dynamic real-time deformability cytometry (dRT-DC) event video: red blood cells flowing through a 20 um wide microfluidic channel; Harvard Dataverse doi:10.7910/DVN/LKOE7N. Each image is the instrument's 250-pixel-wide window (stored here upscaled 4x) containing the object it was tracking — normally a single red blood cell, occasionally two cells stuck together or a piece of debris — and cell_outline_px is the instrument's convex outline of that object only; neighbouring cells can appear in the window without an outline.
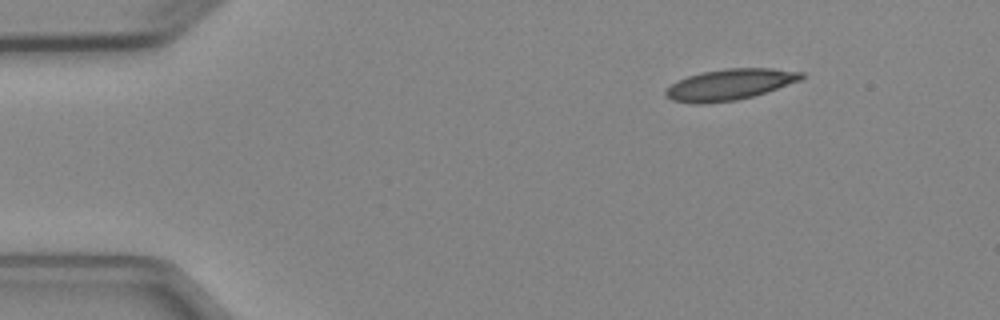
{"species": "Egyptian fruit bat (a non-hibernating species)", "species_latin": "Rousettus aegyptiacus", "temperature_condition": "cold", "stored_images_in_passage": 3, "camera_frame_rate_fps": 3000, "um_per_image_px": 0.085, "animal": {"sex": "female"}, "frame": {"image": 1, "passage_image": 1, "time_ms": 0.0, "image_size_px": [1000, 320], "cell_outline_px": [[804, 76], [800, 80], [752, 96], [736, 100], [704, 104], [696, 104], [672, 100], [664, 92], [672, 84], [688, 76], [700, 72], [724, 68], [772, 68], [804, 72]], "centroid_in_image_um": [62.02, 7.17], "position_along_channel_um": 23.0, "area_um2": 24.28}}
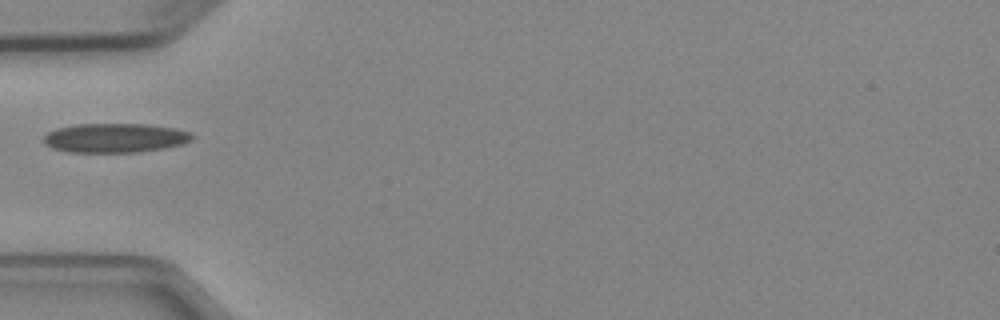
{"frame": {"image": 2, "passage_image": 3, "time_ms": 3.333, "image_size_px": [1000, 320], "cell_outline_px": [[196, 136], [192, 140], [184, 144], [164, 148], [140, 152], [68, 152], [52, 148], [44, 144], [44, 136], [48, 132], [56, 128], [76, 124], [148, 124], [176, 128], [192, 132]], "centroid_in_image_um": [9.82, 11.72], "position_along_channel_um": 75.2, "area_um2": 25.66}}